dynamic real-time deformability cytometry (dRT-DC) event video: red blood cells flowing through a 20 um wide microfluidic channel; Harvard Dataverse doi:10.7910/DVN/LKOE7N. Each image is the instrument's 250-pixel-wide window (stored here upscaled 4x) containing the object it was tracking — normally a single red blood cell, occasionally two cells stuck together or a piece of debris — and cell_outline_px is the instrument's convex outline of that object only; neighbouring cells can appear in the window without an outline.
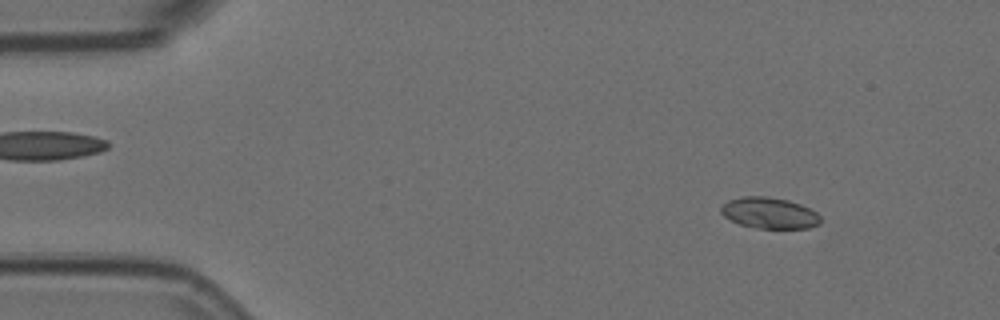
{"species": "Egyptian fruit bat (a non-hibernating species)", "species_latin": "Rousettus aegyptiacus", "temperature_condition": "room temperature", "stored_images_in_passage": 18, "camera_frame_rate_fps": 3000, "um_per_image_px": 0.085, "animal": {"sex": "female"}, "frame": {"image": 1, "passage_image": 6, "time_ms": 1.667, "image_size_px": [1000, 320], "cell_outline_px": [[820, 224], [808, 228], [756, 228], [740, 224], [724, 216], [720, 212], [720, 208], [728, 200], [740, 196], [768, 196], [788, 200], [800, 204], [816, 212], [820, 216]], "centroid_in_image_um": [65.39, 18.09], "position_along_channel_um": 19.6, "area_um2": 18.03}}
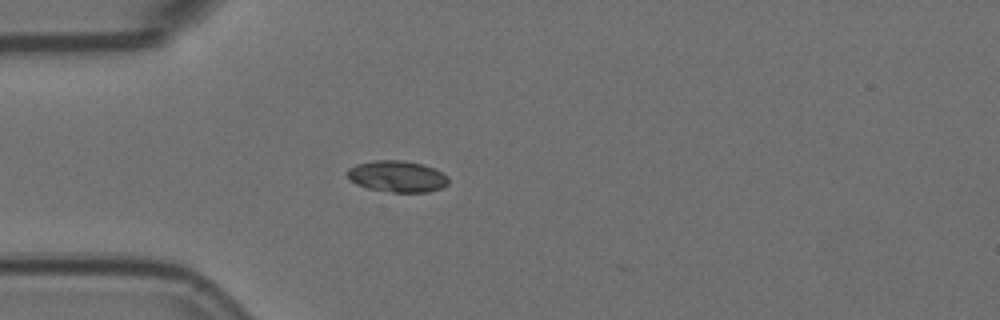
{"frame": {"image": 2, "passage_image": 15, "time_ms": 4.667, "image_size_px": [1000, 320], "cell_outline_px": [[448, 184], [440, 188], [428, 192], [392, 192], [368, 188], [356, 184], [348, 180], [344, 172], [348, 168], [356, 164], [372, 160], [404, 160], [424, 164], [448, 176]], "centroid_in_image_um": [33.7, 14.98], "position_along_channel_um": 51.3, "area_um2": 18.73}}